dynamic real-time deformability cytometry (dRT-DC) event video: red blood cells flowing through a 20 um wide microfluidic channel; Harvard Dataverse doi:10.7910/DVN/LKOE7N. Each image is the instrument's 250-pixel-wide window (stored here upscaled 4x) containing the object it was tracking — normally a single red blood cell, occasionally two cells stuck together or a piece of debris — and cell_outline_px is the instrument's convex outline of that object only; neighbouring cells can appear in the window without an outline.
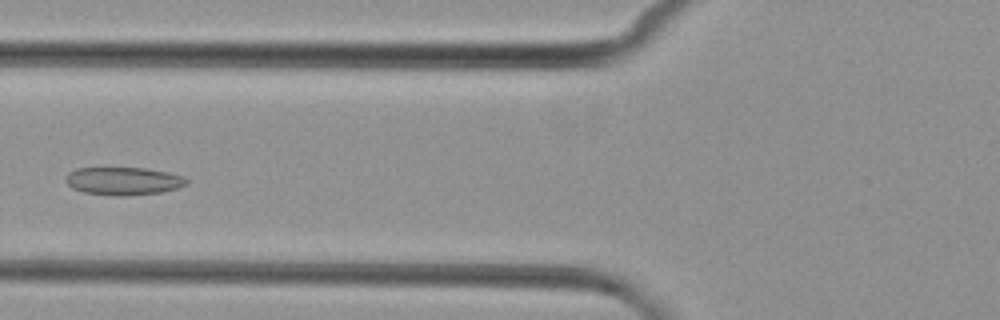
{"species": "common noctule bat (a hibernating species)", "species_latin": "Nyctalus noctula", "temperature_condition": "cold", "stored_images_in_passage": 6, "camera_frame_rate_fps": 3000, "um_per_image_px": 0.085, "animal": {"sex": "female", "body_mass_g": 29.2, "forearm_length_mm": 56.3}, "frame": {"image": 1, "passage_image": 6, "time_ms": 6.333, "image_size_px": [1000, 320], "cell_outline_px": [[188, 184], [176, 188], [160, 192], [124, 196], [116, 196], [84, 192], [72, 188], [64, 180], [68, 172], [76, 168], [144, 168], [168, 172], [184, 176], [188, 180]], "centroid_in_image_um": [10.48, 15.38], "position_along_channel_um": 115.3, "area_um2": 19.65}}